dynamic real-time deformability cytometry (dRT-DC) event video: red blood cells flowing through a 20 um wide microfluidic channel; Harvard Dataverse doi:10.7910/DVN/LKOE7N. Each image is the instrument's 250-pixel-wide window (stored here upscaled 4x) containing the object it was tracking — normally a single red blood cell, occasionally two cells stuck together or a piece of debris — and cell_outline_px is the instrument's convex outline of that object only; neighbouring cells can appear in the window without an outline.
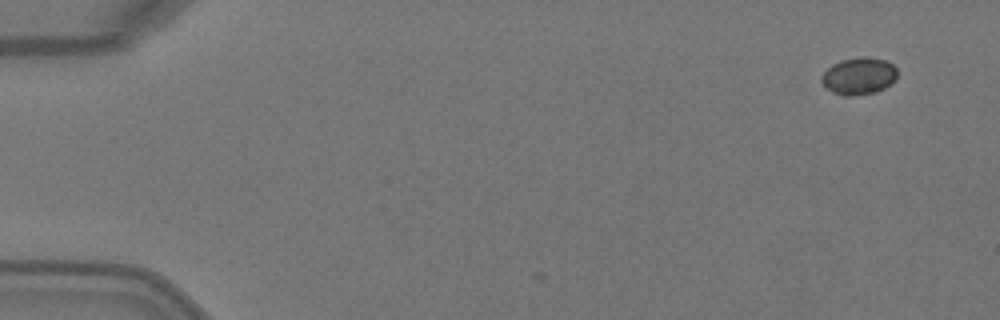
{"species": "Egyptian fruit bat (a non-hibernating species)", "species_latin": "Rousettus aegyptiacus", "temperature_condition": "warm", "stored_images_in_passage": 5, "camera_frame_rate_fps": 3000, "um_per_image_px": 0.085, "animal": {"sex": "female"}, "frame": {"image": 1, "passage_image": 1, "time_ms": 0.0, "image_size_px": [1000, 320], "cell_outline_px": [[896, 80], [884, 88], [876, 92], [852, 96], [844, 96], [832, 92], [820, 80], [820, 76], [832, 64], [840, 60], [864, 56], [884, 60], [892, 64], [896, 68]], "centroid_in_image_um": [72.99, 6.46], "position_along_channel_um": 12.0, "area_um2": 16.36}}
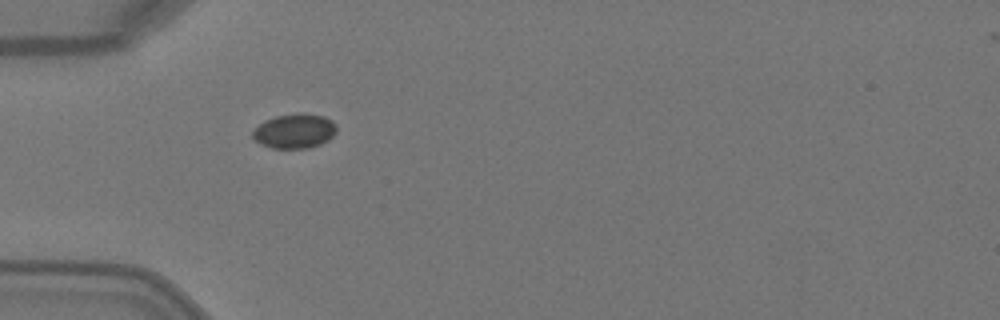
{"frame": {"image": 2, "passage_image": 4, "time_ms": 1.0, "image_size_px": [1000, 320], "cell_outline_px": [[336, 132], [328, 140], [320, 144], [308, 148], [272, 148], [260, 144], [252, 136], [252, 132], [264, 120], [276, 116], [296, 112], [304, 112], [324, 116], [332, 120], [336, 124]], "centroid_in_image_um": [25.05, 11.12], "position_along_channel_um": 59.9, "area_um2": 17.05}}
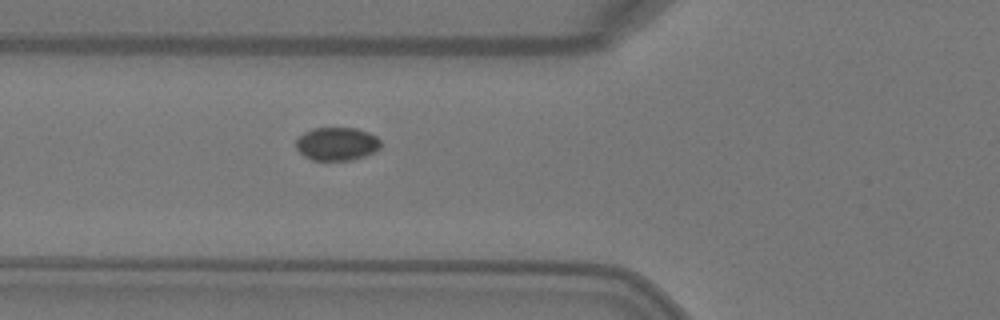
{"frame": {"image": 3, "passage_image": 5, "time_ms": 1.333, "image_size_px": [1000, 320], "cell_outline_px": [[380, 148], [364, 156], [352, 160], [312, 160], [304, 156], [296, 148], [296, 140], [304, 132], [312, 128], [356, 128], [368, 132], [376, 136], [380, 140]], "centroid_in_image_um": [28.62, 12.22], "position_along_channel_um": 97.2, "area_um2": 16.36}}